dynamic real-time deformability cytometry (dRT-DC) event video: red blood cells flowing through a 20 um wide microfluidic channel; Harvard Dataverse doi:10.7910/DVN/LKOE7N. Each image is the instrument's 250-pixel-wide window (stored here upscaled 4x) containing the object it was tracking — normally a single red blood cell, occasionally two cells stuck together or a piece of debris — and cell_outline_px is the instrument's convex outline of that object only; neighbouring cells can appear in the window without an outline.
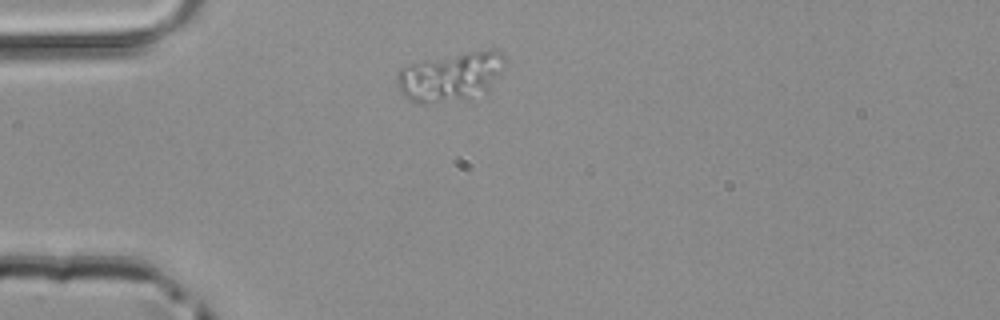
{"species": "common noctule bat (a hibernating species)", "species_latin": "Nyctalus noctula", "temperature_condition": "room temperature", "stored_images_in_passage": 38, "camera_frame_rate_fps": 3000, "um_per_image_px": 0.085, "animal": {"sex": "male", "body_mass_g": 20.4}, "frame": {"image": 1, "passage_image": 1, "time_ms": 0.0, "image_size_px": [1000, 320], "cell_outline_px": [[504, 68], [500, 76], [488, 92], [420, 104], [404, 96], [396, 80], [396, 72], [400, 68], [424, 60], [488, 48], [496, 48], [504, 56]], "centroid_in_image_um": [38.35, 6.45], "position_along_channel_um": 46.6, "area_um2": 30.29}}
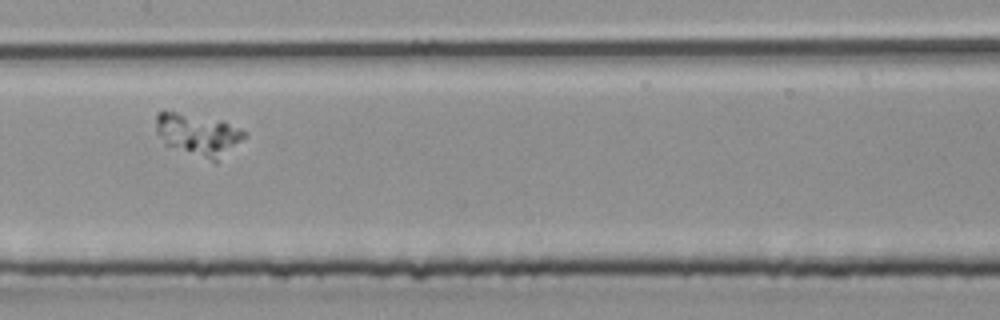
{"frame": {"image": 2, "passage_image": 13, "time_ms": 4.0, "image_size_px": [1000, 320], "cell_outline_px": [[248, 136], [216, 160], [212, 160], [164, 144], [156, 132], [156, 112], [176, 112], [220, 120], [240, 128]], "centroid_in_image_um": [16.82, 11.4], "position_along_channel_um": 190.6, "area_um2": 20.92}}
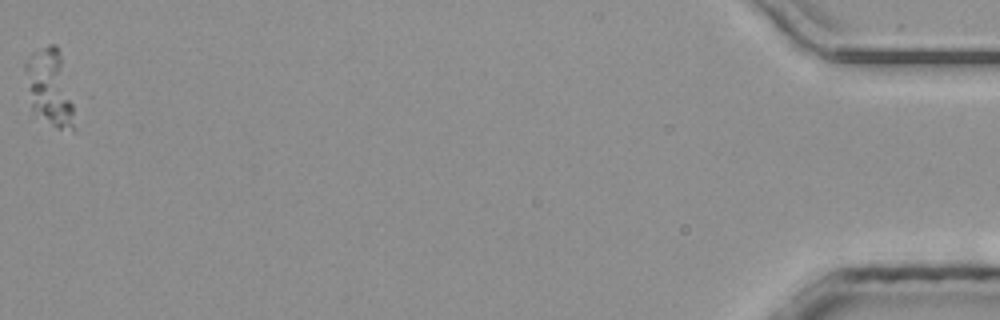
{"frame": {"image": 3, "passage_image": 38, "time_ms": 12.333, "image_size_px": [1000, 320], "cell_outline_px": [[72, 132], [56, 128], [32, 108], [32, 52], [48, 44], [56, 44], [60, 56], [72, 104]], "centroid_in_image_um": [4.34, 7.49], "position_along_channel_um": 430.9, "area_um2": 19.02}}